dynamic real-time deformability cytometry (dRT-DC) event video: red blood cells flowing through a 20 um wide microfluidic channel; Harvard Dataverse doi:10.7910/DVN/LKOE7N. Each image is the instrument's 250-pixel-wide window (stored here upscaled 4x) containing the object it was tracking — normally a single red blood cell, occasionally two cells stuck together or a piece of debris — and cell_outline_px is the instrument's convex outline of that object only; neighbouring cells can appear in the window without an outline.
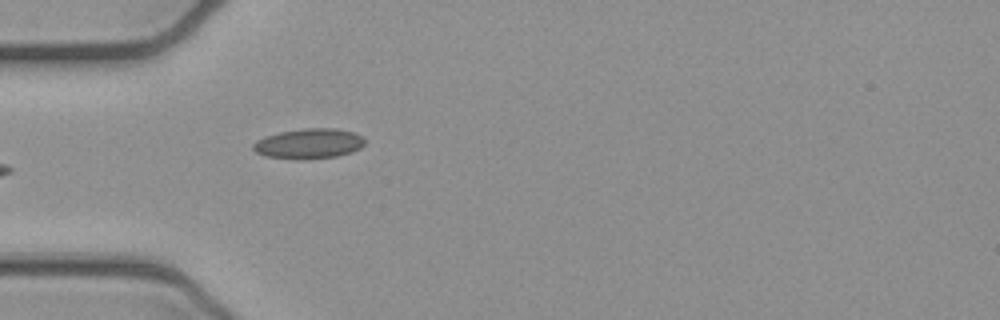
{"species": "common noctule bat (a hibernating species)", "species_latin": "Nyctalus noctula", "temperature_condition": "cold", "stored_images_in_passage": 5, "camera_frame_rate_fps": 3000, "um_per_image_px": 0.085, "animal": {"sex": "female", "body_mass_g": 21.9}, "frame": {"image": 1, "passage_image": 5, "time_ms": 1.333, "image_size_px": [1000, 320], "cell_outline_px": [[364, 144], [360, 148], [352, 152], [336, 156], [304, 160], [296, 160], [264, 156], [256, 152], [252, 148], [252, 144], [256, 140], [264, 136], [280, 132], [304, 128], [336, 128], [352, 132], [364, 136]], "centroid_in_image_um": [26.23, 12.21], "position_along_channel_um": 58.8, "area_um2": 19.88}}